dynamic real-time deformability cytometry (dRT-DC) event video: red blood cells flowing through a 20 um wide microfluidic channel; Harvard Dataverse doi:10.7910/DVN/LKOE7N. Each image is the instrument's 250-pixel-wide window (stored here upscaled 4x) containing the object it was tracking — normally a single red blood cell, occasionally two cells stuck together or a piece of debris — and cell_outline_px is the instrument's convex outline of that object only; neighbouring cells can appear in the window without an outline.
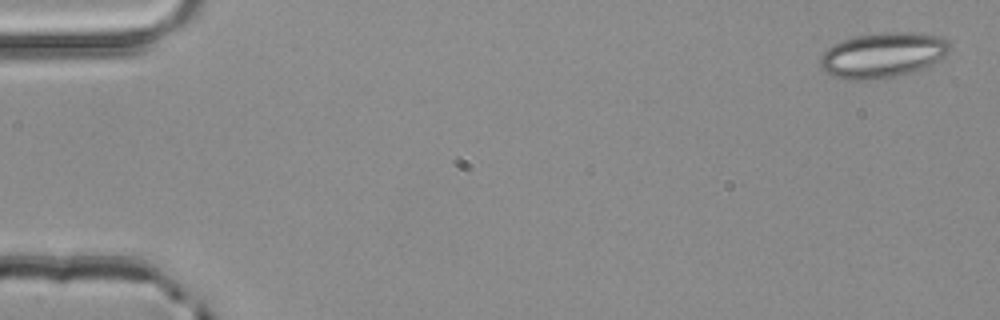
{"species": "common noctule bat (a hibernating species)", "species_latin": "Nyctalus noctula", "temperature_condition": "room temperature", "stored_images_in_passage": 4, "camera_frame_rate_fps": 3000, "um_per_image_px": 0.085, "animal": {"sex": "male", "body_mass_g": 20.4}, "frame": {"image": 1, "passage_image": 1, "time_ms": 0.0, "image_size_px": [1000, 320], "cell_outline_px": [[952, 48], [944, 56], [932, 64], [896, 76], [872, 80], [836, 80], [828, 76], [824, 72], [820, 64], [820, 56], [832, 44], [840, 40], [856, 36], [876, 32], [920, 32], [940, 36], [948, 40]], "centroid_in_image_um": [74.98, 4.68], "position_along_channel_um": 10.0, "area_um2": 34.74}}